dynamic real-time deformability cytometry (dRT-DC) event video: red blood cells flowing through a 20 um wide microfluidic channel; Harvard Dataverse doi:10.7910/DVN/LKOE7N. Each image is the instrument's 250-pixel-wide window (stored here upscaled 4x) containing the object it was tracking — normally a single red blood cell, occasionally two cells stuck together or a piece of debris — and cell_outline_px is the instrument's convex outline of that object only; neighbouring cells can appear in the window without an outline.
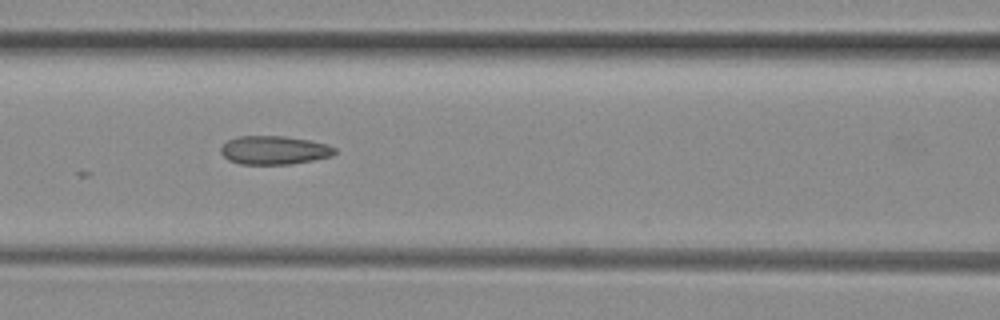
{"species": "common noctule bat (a hibernating species)", "species_latin": "Nyctalus noctula", "temperature_condition": "room temperature", "stored_images_in_passage": 10, "camera_frame_rate_fps": 3000, "um_per_image_px": 0.085, "animal": {"sex": "female", "body_mass_g": 29.2, "forearm_length_mm": 56.3}, "frame": {"image": 1, "passage_image": 8, "time_ms": 2.333, "image_size_px": [1000, 320], "cell_outline_px": [[336, 152], [332, 156], [292, 164], [240, 164], [228, 160], [220, 152], [220, 148], [228, 140], [240, 136], [284, 136], [308, 140], [324, 144], [336, 148]], "centroid_in_image_um": [23.28, 12.77], "position_along_channel_um": 143.3, "area_um2": 18.84}}